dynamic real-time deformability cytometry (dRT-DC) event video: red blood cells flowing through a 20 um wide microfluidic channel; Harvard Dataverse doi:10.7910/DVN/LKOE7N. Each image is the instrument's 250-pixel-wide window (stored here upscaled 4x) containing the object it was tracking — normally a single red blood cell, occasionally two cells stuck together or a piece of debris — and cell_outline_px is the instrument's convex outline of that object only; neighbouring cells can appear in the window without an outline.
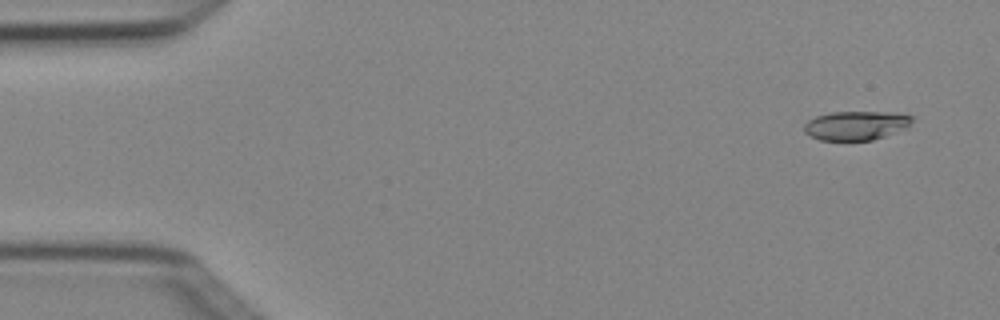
{"species": "Egyptian fruit bat (a non-hibernating species)", "species_latin": "Rousettus aegyptiacus", "temperature_condition": "cold", "stored_images_in_passage": 4, "camera_frame_rate_fps": 3000, "um_per_image_px": 0.085, "animal": {"sex": "female"}, "frame": {"image": 1, "passage_image": 1, "time_ms": 0.0, "image_size_px": [1000, 320], "cell_outline_px": [[912, 120], [908, 128], [872, 140], [820, 140], [808, 136], [804, 132], [804, 124], [808, 120], [816, 116], [832, 112], [896, 112], [912, 116]], "centroid_in_image_um": [72.75, 10.66], "position_along_channel_um": 12.2, "area_um2": 18.38}}
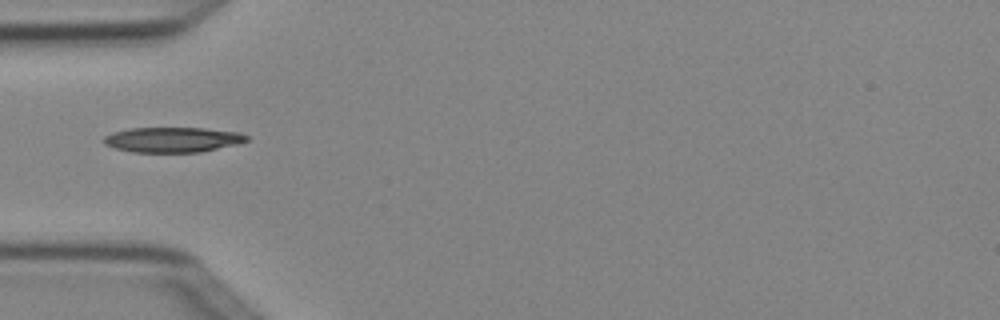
{"frame": {"image": 2, "passage_image": 4, "time_ms": 1.0, "image_size_px": [1000, 320], "cell_outline_px": [[248, 140], [240, 144], [200, 152], [132, 152], [116, 148], [104, 144], [100, 140], [104, 136], [112, 132], [128, 128], [204, 128], [240, 132], [248, 136]], "centroid_in_image_um": [14.67, 11.87], "position_along_channel_um": 70.3, "area_um2": 21.15}}